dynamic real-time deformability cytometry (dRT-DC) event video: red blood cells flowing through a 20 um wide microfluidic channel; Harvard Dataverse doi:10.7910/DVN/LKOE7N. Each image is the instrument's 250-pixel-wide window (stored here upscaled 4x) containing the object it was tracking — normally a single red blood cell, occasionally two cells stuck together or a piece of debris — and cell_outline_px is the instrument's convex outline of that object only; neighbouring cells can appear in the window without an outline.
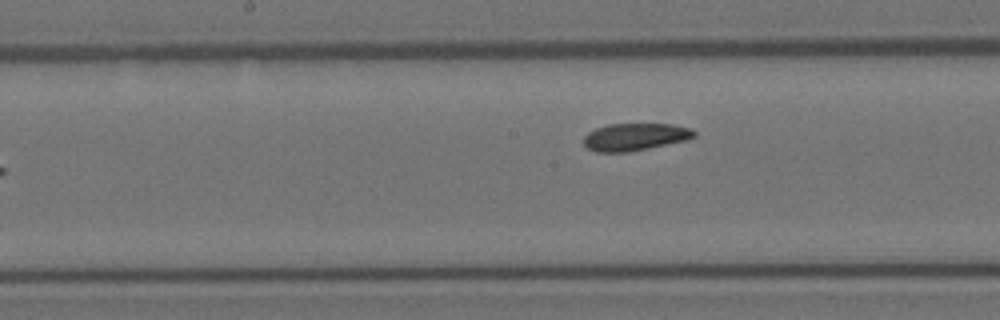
{"species": "Egyptian fruit bat (a non-hibernating species)", "species_latin": "Rousettus aegyptiacus", "temperature_condition": "room temperature", "stored_images_in_passage": 8, "camera_frame_rate_fps": 3000, "um_per_image_px": 0.085, "animal": {"sex": "female"}, "frame": {"image": 1, "passage_image": 8, "time_ms": 2.333, "image_size_px": [1000, 320], "cell_outline_px": [[696, 136], [688, 140], [628, 152], [596, 152], [588, 148], [584, 144], [584, 136], [588, 132], [596, 128], [608, 124], [672, 124], [692, 128], [696, 132]], "centroid_in_image_um": [54.0, 11.63], "position_along_channel_um": 194.2, "area_um2": 17.69}}